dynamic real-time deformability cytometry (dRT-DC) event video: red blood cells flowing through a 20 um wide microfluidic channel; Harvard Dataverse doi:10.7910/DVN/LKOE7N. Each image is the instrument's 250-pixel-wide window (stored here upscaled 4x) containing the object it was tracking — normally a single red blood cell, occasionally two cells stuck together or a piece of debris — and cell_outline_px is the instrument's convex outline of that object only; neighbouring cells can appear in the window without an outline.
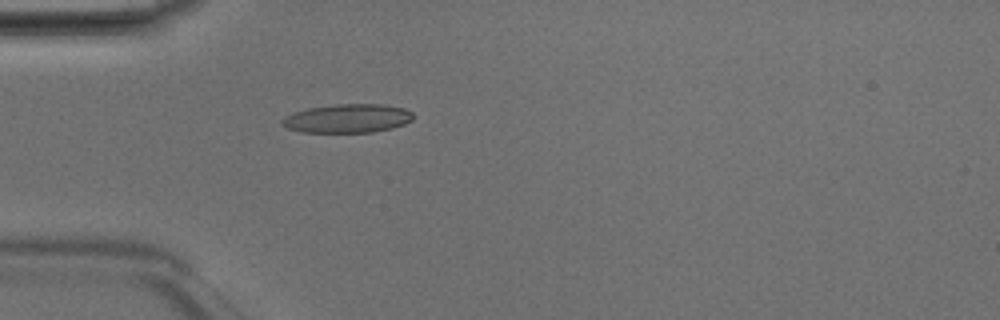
{"species": "Egyptian fruit bat (a non-hibernating species)", "species_latin": "Rousettus aegyptiacus", "temperature_condition": "room temperature", "stored_images_in_passage": 45, "camera_frame_rate_fps": 3000, "um_per_image_px": 0.085, "animal": {"sex": "male"}, "frame": {"image": 1, "passage_image": 11, "time_ms": 3.333, "image_size_px": [1000, 320], "cell_outline_px": [[416, 116], [412, 120], [404, 124], [392, 128], [372, 132], [300, 132], [288, 128], [280, 124], [280, 120], [284, 116], [292, 112], [308, 108], [336, 104], [380, 104], [404, 108], [412, 112]], "centroid_in_image_um": [29.52, 10.06], "position_along_channel_um": 55.5, "area_um2": 22.14}}
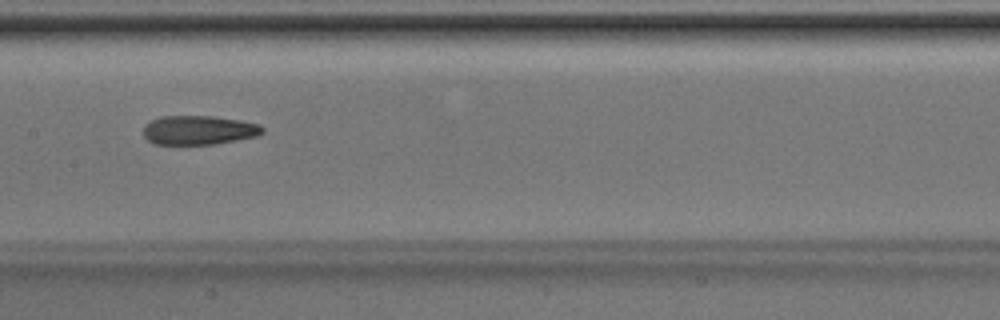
{"frame": {"image": 2, "passage_image": 21, "time_ms": 6.667, "image_size_px": [1000, 320], "cell_outline_px": [[264, 132], [256, 136], [216, 144], [156, 144], [148, 140], [144, 136], [144, 124], [160, 116], [216, 116], [240, 120], [260, 124], [264, 128]], "centroid_in_image_um": [16.91, 11.05], "position_along_channel_um": 190.5, "area_um2": 20.29}}
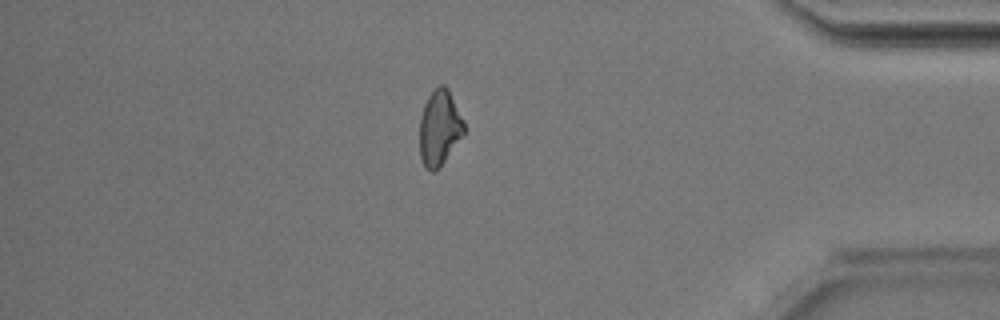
{"frame": {"image": 3, "passage_image": 38, "time_ms": 12.333, "image_size_px": [1000, 320], "cell_outline_px": [[464, 132], [436, 172], [432, 172], [424, 168], [420, 156], [420, 116], [424, 104], [428, 96], [440, 84], [444, 84], [448, 88], [464, 120]], "centroid_in_image_um": [37.34, 10.86], "position_along_channel_um": 397.9, "area_um2": 19.42}, "authors_computed_cell_mechanics": {"area_um2": 20.7502, "velocity_mm_per_s": 4.2377, "shape_relaxation_time_tau1_ms": 5.226, "shape_relaxation_time_tau2_ms": 3.3178, "deformation_change_tau1": 0.1678, "deformation_change_tau2": 0.1285}}